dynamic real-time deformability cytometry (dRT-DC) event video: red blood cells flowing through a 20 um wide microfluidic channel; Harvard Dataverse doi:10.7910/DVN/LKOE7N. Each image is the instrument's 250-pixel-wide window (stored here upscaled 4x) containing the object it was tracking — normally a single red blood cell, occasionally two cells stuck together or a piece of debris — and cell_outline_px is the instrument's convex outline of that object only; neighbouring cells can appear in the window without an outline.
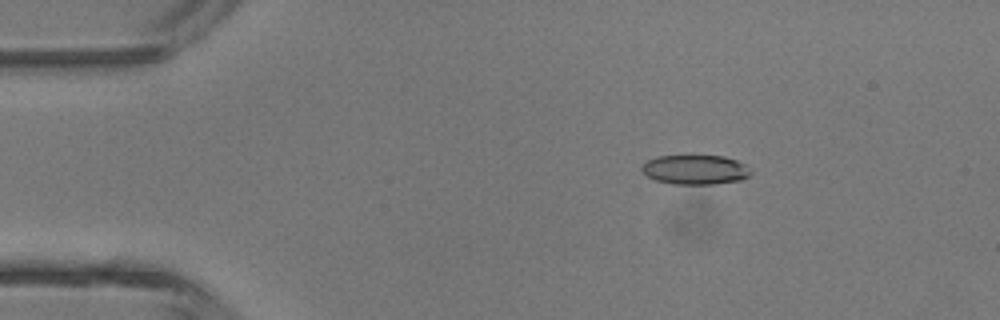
{"species": "common noctule bat (a hibernating species)", "species_latin": "Nyctalus noctula", "temperature_condition": "room temperature", "stored_images_in_passage": 2, "camera_frame_rate_fps": 3000, "um_per_image_px": 0.085, "animal": {"sex": "male", "body_mass_g": 13.3}, "frame": {"image": 1, "passage_image": 1, "time_ms": 0.0, "image_size_px": [1000, 320], "cell_outline_px": [[752, 172], [748, 176], [740, 180], [716, 184], [672, 184], [656, 180], [648, 176], [640, 168], [648, 160], [656, 156], [724, 156], [736, 160], [744, 164]], "centroid_in_image_um": [59.1, 14.42], "position_along_channel_um": 25.9, "area_um2": 18.61}}